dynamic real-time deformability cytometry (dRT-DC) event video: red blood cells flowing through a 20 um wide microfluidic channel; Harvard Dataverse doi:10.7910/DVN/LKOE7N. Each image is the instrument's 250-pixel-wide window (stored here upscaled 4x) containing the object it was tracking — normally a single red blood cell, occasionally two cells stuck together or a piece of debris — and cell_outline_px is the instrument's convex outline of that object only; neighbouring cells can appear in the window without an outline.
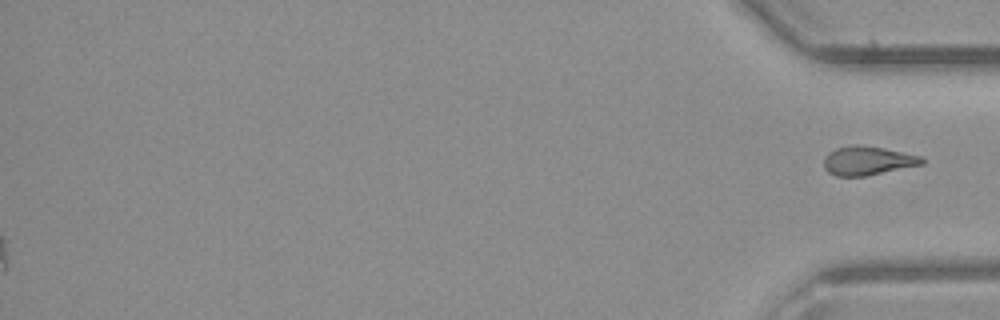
{"species": "common noctule bat (a hibernating species)", "species_latin": "Nyctalus noctula", "temperature_condition": "room temperature", "stored_images_in_passage": 41, "segment_of_instrument_passage": [2, 2], "camera_frame_rate_fps": 3000, "um_per_image_px": 0.085, "animal": {"sex": "male", "body_mass_g": 23.1, "forearm_length_mm": 52.7}, "frame": {"image": 1, "passage_image": 41, "time_ms": 13.333, "image_size_px": [1000, 320], "cell_outline_px": [[924, 164], [864, 176], [836, 176], [828, 172], [824, 168], [824, 156], [828, 152], [836, 148], [852, 144], [860, 144], [884, 148], [920, 156], [924, 160]], "centroid_in_image_um": [73.71, 13.65], "position_along_channel_um": 361.5, "area_um2": 16.53}}